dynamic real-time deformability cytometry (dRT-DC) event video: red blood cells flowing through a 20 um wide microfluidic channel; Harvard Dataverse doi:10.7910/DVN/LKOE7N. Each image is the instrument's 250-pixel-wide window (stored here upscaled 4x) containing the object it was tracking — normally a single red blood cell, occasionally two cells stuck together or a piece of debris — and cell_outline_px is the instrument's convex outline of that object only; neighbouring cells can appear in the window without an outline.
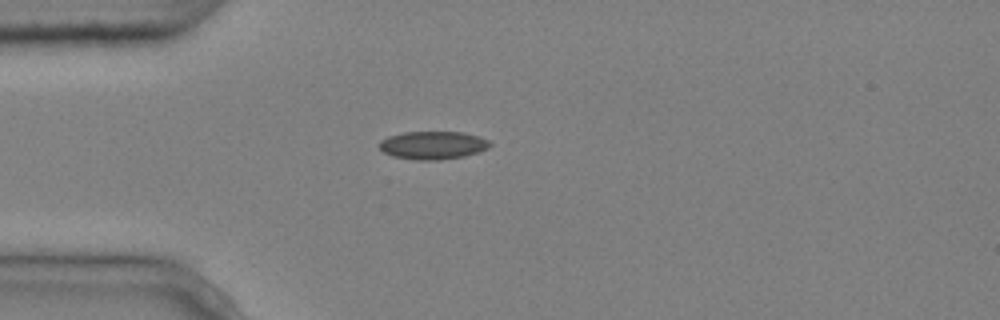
{"species": "common noctule bat (a hibernating species)", "species_latin": "Nyctalus noctula", "temperature_condition": "cold", "stored_images_in_passage": 1, "camera_frame_rate_fps": 3000, "um_per_image_px": 0.085, "animal": {"sex": "male", "body_mass_g": 20.4}, "frame": {"image": 1, "passage_image": 1, "time_ms": 0.0, "image_size_px": [1000, 320], "cell_outline_px": [[492, 144], [488, 148], [464, 156], [440, 160], [416, 160], [392, 156], [384, 152], [380, 148], [380, 140], [388, 136], [404, 132], [464, 132], [480, 136], [488, 140]], "centroid_in_image_um": [36.8, 12.34], "position_along_channel_um": 48.2, "area_um2": 18.09}}